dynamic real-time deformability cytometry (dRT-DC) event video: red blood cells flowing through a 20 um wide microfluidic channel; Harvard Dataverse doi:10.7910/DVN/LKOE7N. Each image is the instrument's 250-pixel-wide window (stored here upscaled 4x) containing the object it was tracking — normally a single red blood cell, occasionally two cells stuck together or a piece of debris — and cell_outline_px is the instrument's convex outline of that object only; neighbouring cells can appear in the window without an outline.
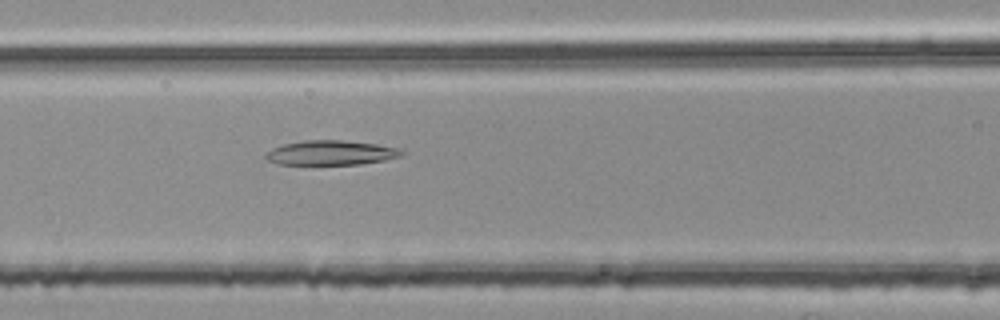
{"species": "common noctule bat (a hibernating species)", "species_latin": "Nyctalus noctula", "temperature_condition": "room temperature", "stored_images_in_passage": 50, "camera_frame_rate_fps": 3000, "um_per_image_px": 0.085, "animal": {"sex": "female", "body_mass_g": 25.1}, "frame": {"image": 1, "passage_image": 19, "time_ms": 6.0, "image_size_px": [1000, 320], "cell_outline_px": [[404, 152], [400, 156], [384, 160], [360, 164], [280, 164], [268, 160], [264, 156], [272, 148], [284, 144], [304, 140], [344, 140], [376, 144], [400, 148]], "centroid_in_image_um": [28.14, 12.98], "position_along_channel_um": 138.5, "area_um2": 19.31}}
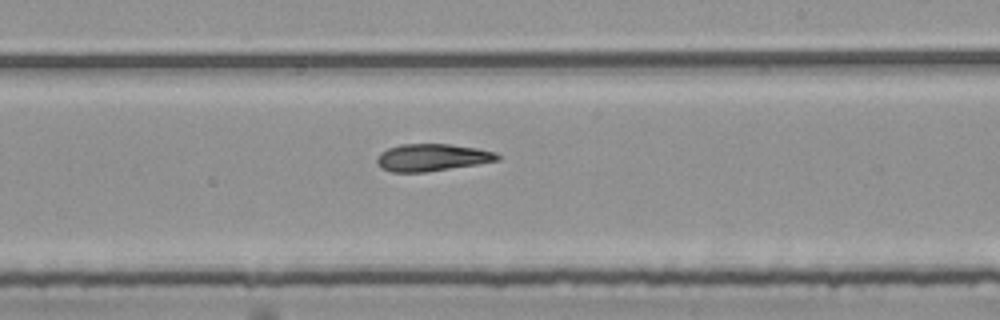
{"frame": {"image": 2, "passage_image": 28, "time_ms": 9.0, "image_size_px": [1000, 320], "cell_outline_px": [[500, 160], [476, 164], [424, 172], [392, 172], [380, 168], [376, 160], [380, 152], [388, 148], [400, 144], [452, 144], [476, 148], [496, 152], [500, 156]], "centroid_in_image_um": [36.7, 13.38], "position_along_channel_um": 252.3, "area_um2": 19.07}}
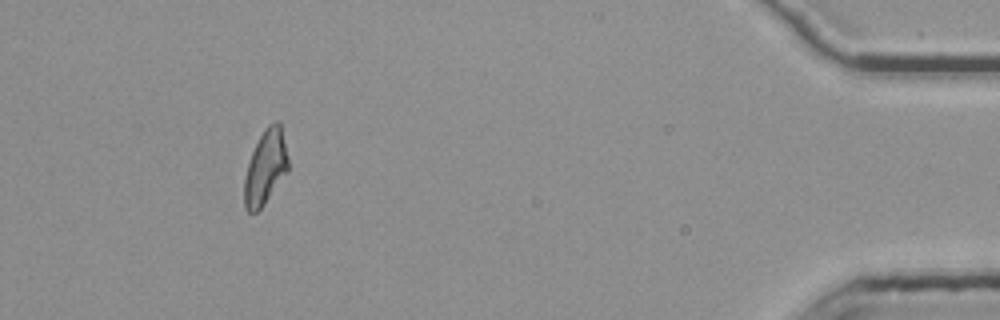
{"frame": {"image": 3, "passage_image": 46, "time_ms": 15.0, "image_size_px": [1000, 320], "cell_outline_px": [[288, 172], [264, 204], [256, 212], [248, 212], [244, 208], [244, 180], [248, 164], [252, 152], [264, 128], [268, 124], [276, 120], [280, 124], [288, 160]], "centroid_in_image_um": [22.56, 14.24], "position_along_channel_um": 412.6, "area_um2": 18.84}}